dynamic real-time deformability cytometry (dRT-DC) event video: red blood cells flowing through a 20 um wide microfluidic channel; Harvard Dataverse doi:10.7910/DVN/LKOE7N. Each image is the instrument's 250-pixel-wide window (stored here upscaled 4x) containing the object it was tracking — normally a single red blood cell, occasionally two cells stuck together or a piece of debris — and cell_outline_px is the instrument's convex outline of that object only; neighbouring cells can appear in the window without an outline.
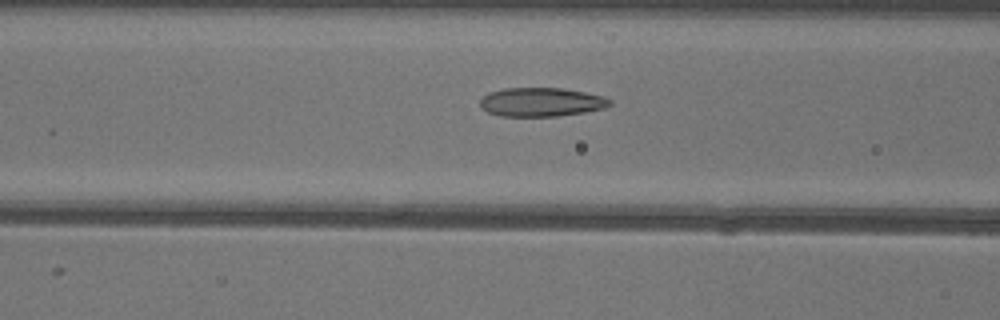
{"species": "common noctule bat (a hibernating species)", "species_latin": "Nyctalus noctula", "temperature_condition": "warm", "stored_images_in_passage": 51, "camera_frame_rate_fps": 3000, "um_per_image_px": 0.085, "animal": {"sex": "female"}, "frame": {"image": 1, "passage_image": 20, "time_ms": 6.333, "image_size_px": [1000, 320], "cell_outline_px": [[612, 104], [604, 108], [584, 112], [556, 116], [500, 116], [488, 112], [480, 108], [480, 100], [488, 92], [504, 88], [564, 88], [604, 96], [612, 100]], "centroid_in_image_um": [46.0, 8.67], "position_along_channel_um": 120.6, "area_um2": 21.91}}
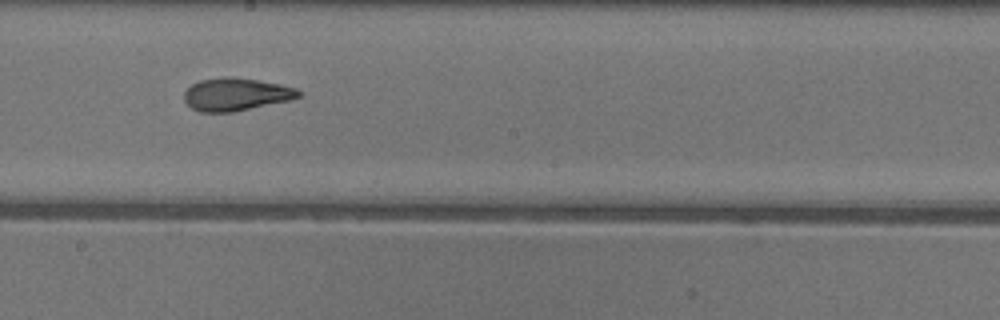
{"frame": {"image": 2, "passage_image": 28, "time_ms": 9.0, "image_size_px": [1000, 320], "cell_outline_px": [[300, 96], [288, 100], [232, 112], [200, 112], [192, 108], [184, 100], [184, 92], [192, 84], [200, 80], [224, 76], [232, 76], [280, 84], [296, 88], [300, 92]], "centroid_in_image_um": [20.02, 8.01], "position_along_channel_um": 228.2, "area_um2": 21.62}}
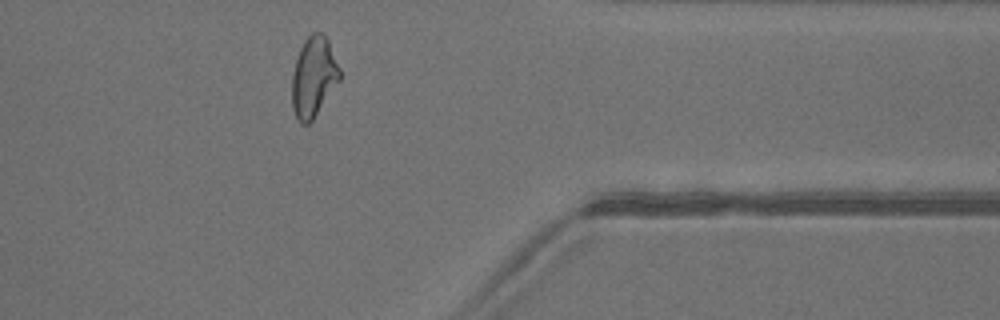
{"frame": {"image": 3, "passage_image": 41, "time_ms": 13.333, "image_size_px": [1000, 320], "cell_outline_px": [[340, 80], [312, 120], [308, 124], [300, 124], [292, 108], [292, 72], [300, 48], [304, 40], [312, 32], [324, 32], [328, 40], [340, 68]], "centroid_in_image_um": [26.65, 6.52], "position_along_channel_um": 384.7, "area_um2": 22.31}, "authors_computed_cell_mechanics": {"area_um2": 22.5998, "velocity_mm_per_s": 4.0306, "shape_relaxation_time_tau1_ms": 6.2167, "shape_relaxation_time_tau2_ms": 1.8675, "deformation_change_tau1": 0.1929, "deformation_change_tau2": 0.0928}}